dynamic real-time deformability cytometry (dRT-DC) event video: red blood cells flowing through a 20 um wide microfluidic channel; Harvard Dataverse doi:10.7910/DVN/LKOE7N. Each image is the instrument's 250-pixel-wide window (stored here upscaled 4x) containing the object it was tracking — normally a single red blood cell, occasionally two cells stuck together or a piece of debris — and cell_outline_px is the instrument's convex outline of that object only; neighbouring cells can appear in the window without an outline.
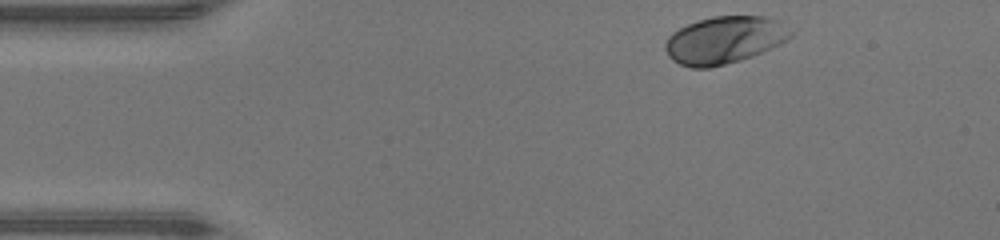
{"species": "human", "species_latin": "Homo sapiens", "temperature_condition": "warm", "stored_images_in_passage": 35, "camera_frame_rate_fps": 3000, "um_per_image_px": 0.085, "donor": {"sex": "male"}, "frame": {"image": 1, "passage_image": 1, "time_ms": 0.0, "image_size_px": [1000, 240], "cell_outline_px": [[796, 32], [788, 40], [780, 44], [752, 56], [740, 60], [708, 68], [692, 68], [680, 64], [672, 60], [668, 56], [664, 48], [664, 44], [668, 36], [672, 32], [688, 24], [712, 16], [764, 16], [780, 20]], "centroid_in_image_um": [61.61, 3.39], "position_along_channel_um": 23.4, "area_um2": 34.85}}
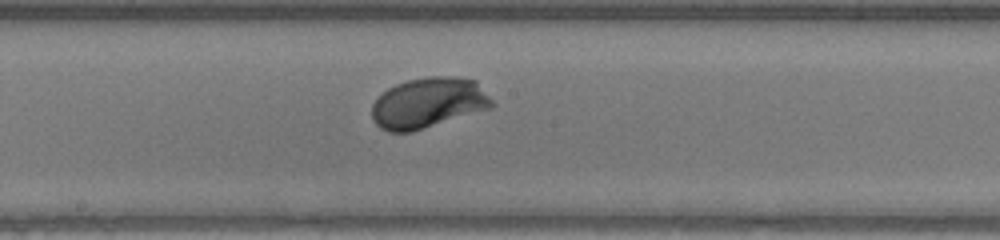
{"frame": {"image": 2, "passage_image": 19, "time_ms": 6.0, "image_size_px": [1000, 240], "cell_outline_px": [[496, 104], [492, 108], [412, 132], [388, 132], [380, 128], [372, 120], [372, 104], [388, 88], [396, 84], [408, 80], [428, 76], [456, 76], [476, 80]], "centroid_in_image_um": [36.43, 8.75], "position_along_channel_um": 211.8, "area_um2": 35.6}}
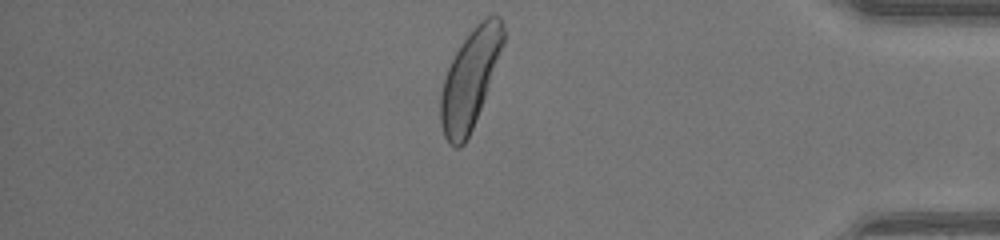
{"frame": {"image": 3, "passage_image": 34, "time_ms": 11.0, "image_size_px": [1000, 240], "cell_outline_px": [[504, 44], [480, 108], [472, 128], [464, 144], [460, 148], [456, 148], [448, 144], [444, 136], [440, 124], [440, 96], [444, 80], [448, 68], [460, 44], [476, 24], [480, 20], [488, 16], [500, 16], [504, 28]], "centroid_in_image_um": [39.93, 6.73], "position_along_channel_um": 395.3, "area_um2": 35.43}, "authors_computed_cell_mechanics": {"area_um2": 33.6974, "velocity_mm_per_s": 4.3818, "shape_relaxation_time_tau1_ms": 1.5004, "shape_relaxation_time_tau2_ms": null, "deformation_change_tau1": 0.1264, "deformation_change_tau2": null}}